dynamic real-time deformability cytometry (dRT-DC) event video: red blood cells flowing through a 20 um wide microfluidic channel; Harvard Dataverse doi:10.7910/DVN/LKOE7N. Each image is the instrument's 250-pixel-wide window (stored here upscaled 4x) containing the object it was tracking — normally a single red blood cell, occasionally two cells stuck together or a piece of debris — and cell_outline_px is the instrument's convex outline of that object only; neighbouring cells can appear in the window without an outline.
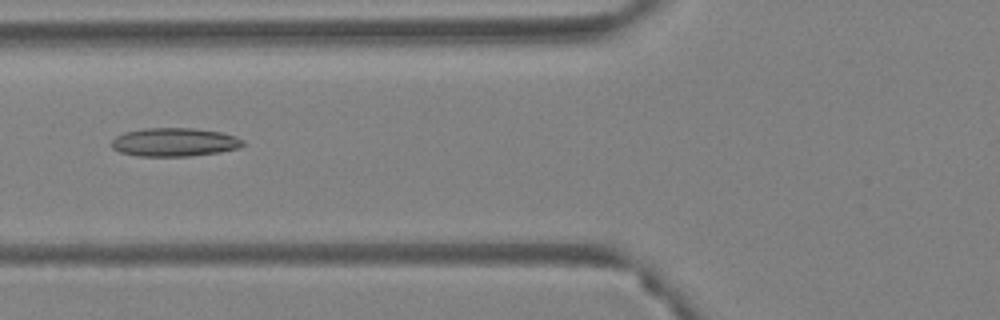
{"species": "Egyptian fruit bat (a non-hibernating species)", "species_latin": "Rousettus aegyptiacus", "temperature_condition": "warm", "stored_images_in_passage": 58, "camera_frame_rate_fps": 3000, "um_per_image_px": 0.085, "animal": {"sex": "female"}, "frame": {"image": 1, "passage_image": 24, "time_ms": 7.667, "image_size_px": [1000, 320], "cell_outline_px": [[244, 144], [240, 148], [220, 152], [188, 156], [136, 156], [120, 152], [112, 148], [112, 140], [116, 136], [124, 132], [144, 128], [192, 128], [220, 132], [236, 136], [244, 140]], "centroid_in_image_um": [14.83, 12.08], "position_along_channel_um": 111.0, "area_um2": 21.91}}
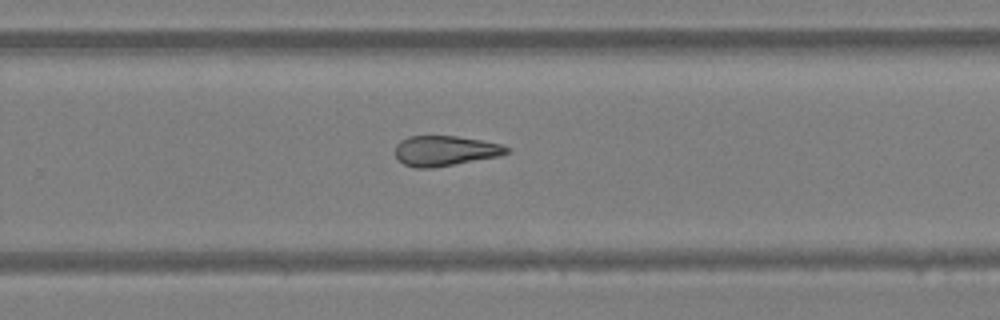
{"frame": {"image": 2, "passage_image": 39, "time_ms": 12.667, "image_size_px": [1000, 320], "cell_outline_px": [[512, 152], [500, 156], [432, 168], [412, 168], [396, 160], [396, 144], [400, 140], [408, 136], [456, 136], [480, 140], [500, 144], [512, 148]], "centroid_in_image_um": [37.84, 12.82], "position_along_channel_um": 292.0, "area_um2": 19.83}}
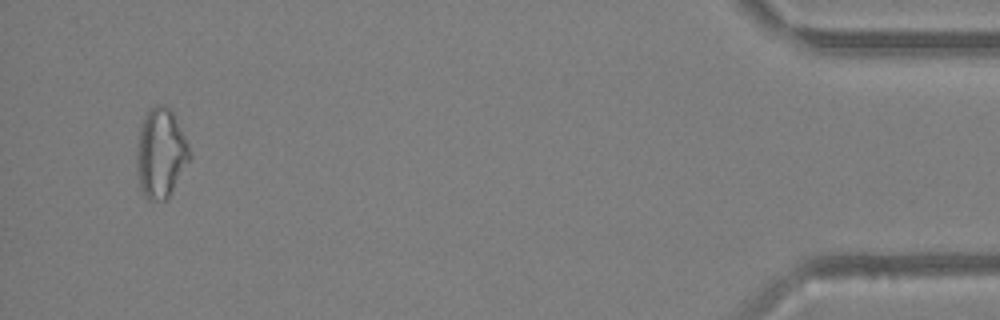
{"frame": {"image": 3, "passage_image": 56, "time_ms": 18.333, "image_size_px": [1000, 320], "cell_outline_px": [[192, 156], [172, 192], [164, 200], [148, 200], [144, 196], [140, 188], [136, 168], [136, 152], [140, 128], [148, 112], [156, 104], [164, 104], [172, 112], [188, 144]], "centroid_in_image_um": [13.66, 13.06], "position_along_channel_um": 421.5, "area_um2": 27.4}, "authors_computed_cell_mechanics": {"area_um2": 22.8599, "velocity_mm_per_s": 3.6341, "shape_relaxation_time_tau1_ms": null, "shape_relaxation_time_tau2_ms": 8.3965, "deformation_change_tau1": null, "deformation_change_tau2": 0.1903}}